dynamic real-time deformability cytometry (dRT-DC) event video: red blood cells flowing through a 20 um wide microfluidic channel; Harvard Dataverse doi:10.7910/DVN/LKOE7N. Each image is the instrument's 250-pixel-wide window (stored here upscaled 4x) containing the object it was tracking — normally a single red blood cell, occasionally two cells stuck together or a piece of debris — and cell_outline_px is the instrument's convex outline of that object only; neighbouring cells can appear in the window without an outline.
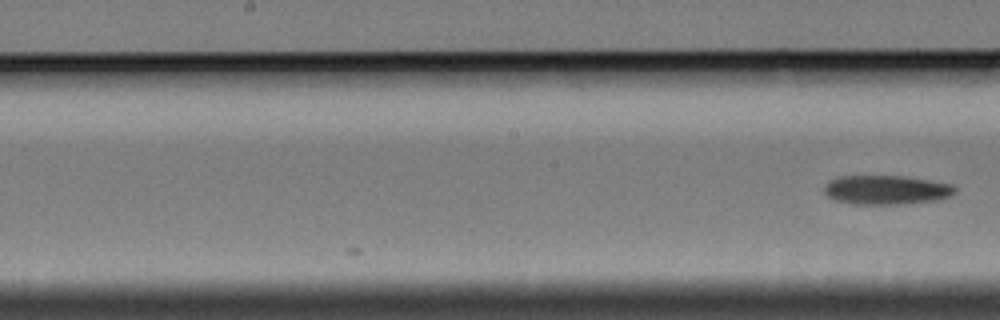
{"species": "Egyptian fruit bat (a non-hibernating species)", "species_latin": "Rousettus aegyptiacus", "temperature_condition": "cold", "stored_images_in_passage": 6, "segment_of_instrument_passage": [2, 2], "camera_frame_rate_fps": 3000, "um_per_image_px": 0.085, "animal": {"sex": "female"}, "frame": {"image": 1, "passage_image": 6, "time_ms": 6.0, "image_size_px": [1000, 320], "cell_outline_px": [[956, 192], [952, 196], [936, 200], [904, 204], [852, 204], [832, 200], [824, 192], [824, 184], [828, 180], [840, 176], [904, 176], [952, 184], [956, 188]], "centroid_in_image_um": [75.31, 16.14], "position_along_channel_um": 172.9, "area_um2": 22.48}}